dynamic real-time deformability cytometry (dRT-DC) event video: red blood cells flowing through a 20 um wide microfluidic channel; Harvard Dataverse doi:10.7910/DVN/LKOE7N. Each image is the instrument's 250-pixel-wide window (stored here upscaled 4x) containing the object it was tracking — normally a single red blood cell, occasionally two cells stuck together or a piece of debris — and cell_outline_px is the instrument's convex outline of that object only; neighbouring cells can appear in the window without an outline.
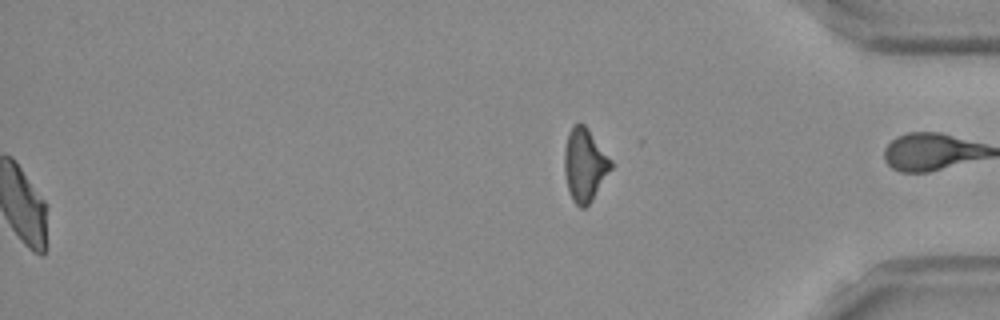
{"species": "Egyptian fruit bat (a non-hibernating species)", "species_latin": "Rousettus aegyptiacus", "temperature_condition": "room temperature", "stored_images_in_passage": 53, "segment_of_instrument_passage": [2, 2], "camera_frame_rate_fps": 3000, "um_per_image_px": 0.085, "frame": {"image": 1, "passage_image": 53, "time_ms": 17.333, "image_size_px": [1000, 320], "cell_outline_px": [[612, 168], [592, 200], [584, 208], [580, 208], [572, 200], [568, 188], [564, 172], [564, 148], [568, 132], [576, 124], [584, 124], [588, 128], [612, 160]], "centroid_in_image_um": [49.69, 14.02], "position_along_channel_um": 385.5, "area_um2": 19.77}}